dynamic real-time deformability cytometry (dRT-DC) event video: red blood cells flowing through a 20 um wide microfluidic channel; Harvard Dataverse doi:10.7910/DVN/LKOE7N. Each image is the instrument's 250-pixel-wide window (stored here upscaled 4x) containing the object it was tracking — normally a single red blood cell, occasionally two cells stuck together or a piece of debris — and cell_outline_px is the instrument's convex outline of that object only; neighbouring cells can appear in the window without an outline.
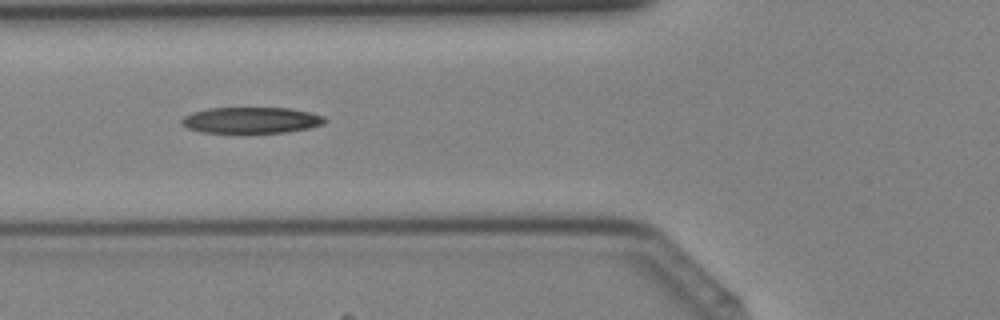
{"species": "Egyptian fruit bat (a non-hibernating species)", "species_latin": "Rousettus aegyptiacus", "temperature_condition": "cold", "stored_images_in_passage": 41, "camera_frame_rate_fps": 3000, "um_per_image_px": 0.085, "animal": {"sex": "female"}, "frame": {"image": 1, "passage_image": 16, "time_ms": 5.0, "image_size_px": [1000, 320], "cell_outline_px": [[328, 120], [324, 124], [308, 128], [288, 132], [200, 132], [188, 128], [180, 124], [180, 120], [184, 116], [192, 112], [208, 108], [288, 108], [308, 112], [324, 116]], "centroid_in_image_um": [21.34, 10.21], "position_along_channel_um": 104.5, "area_um2": 21.73}}
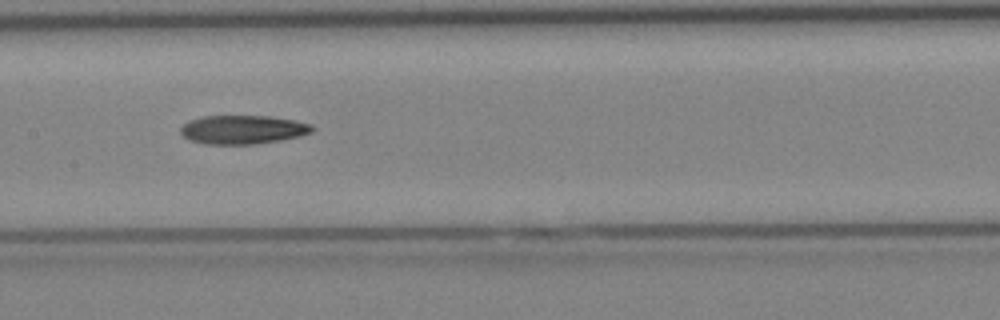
{"frame": {"image": 2, "passage_image": 21, "time_ms": 6.667, "image_size_px": [1000, 320], "cell_outline_px": [[316, 128], [312, 132], [300, 136], [280, 140], [256, 144], [204, 144], [192, 140], [184, 136], [180, 132], [180, 128], [188, 120], [204, 116], [268, 116], [292, 120], [312, 124]], "centroid_in_image_um": [20.65, 11.01], "position_along_channel_um": 186.7, "area_um2": 22.02}}
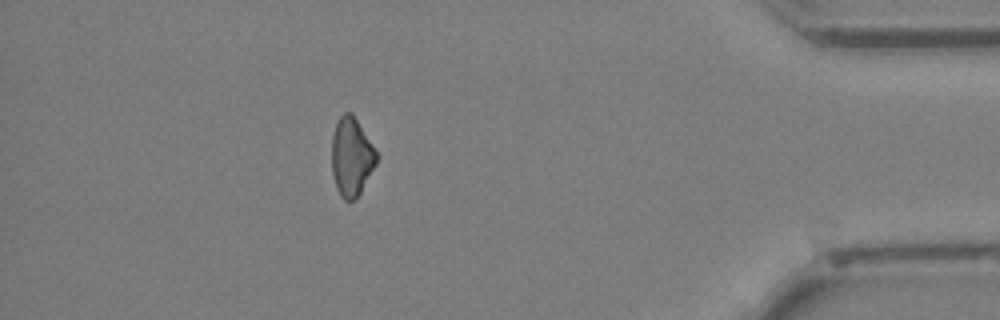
{"frame": {"image": 3, "passage_image": 37, "time_ms": 12.0, "image_size_px": [1000, 320], "cell_outline_px": [[376, 164], [360, 192], [352, 200], [344, 200], [340, 196], [336, 188], [332, 172], [332, 136], [336, 124], [340, 116], [344, 112], [352, 112], [376, 152]], "centroid_in_image_um": [29.84, 13.32], "position_along_channel_um": 405.4, "area_um2": 20.06}}